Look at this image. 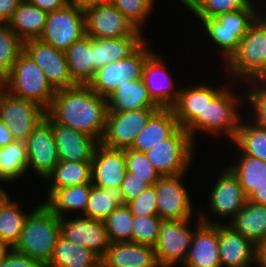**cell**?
Instances as JSON below:
<instances>
[{
	"label": "cell",
	"instance_id": "obj_1",
	"mask_svg": "<svg viewBox=\"0 0 266 267\" xmlns=\"http://www.w3.org/2000/svg\"><path fill=\"white\" fill-rule=\"evenodd\" d=\"M107 98L88 84L56 90L46 113L57 123L83 132L101 142L108 113Z\"/></svg>",
	"mask_w": 266,
	"mask_h": 267
},
{
	"label": "cell",
	"instance_id": "obj_2",
	"mask_svg": "<svg viewBox=\"0 0 266 267\" xmlns=\"http://www.w3.org/2000/svg\"><path fill=\"white\" fill-rule=\"evenodd\" d=\"M223 66L229 72L228 80L230 76L238 80L235 84L266 80V14L261 13L249 26L237 52Z\"/></svg>",
	"mask_w": 266,
	"mask_h": 267
},
{
	"label": "cell",
	"instance_id": "obj_3",
	"mask_svg": "<svg viewBox=\"0 0 266 267\" xmlns=\"http://www.w3.org/2000/svg\"><path fill=\"white\" fill-rule=\"evenodd\" d=\"M224 88L207 103L203 117H195L184 129L188 132L190 138L194 144L196 142V133L202 132L205 134L223 135L224 134L233 141L236 137L237 130L240 127V123L243 120L242 114L239 109L242 107L241 99L244 97L237 96L231 86ZM231 90V91H230ZM241 105V106H240Z\"/></svg>",
	"mask_w": 266,
	"mask_h": 267
},
{
	"label": "cell",
	"instance_id": "obj_4",
	"mask_svg": "<svg viewBox=\"0 0 266 267\" xmlns=\"http://www.w3.org/2000/svg\"><path fill=\"white\" fill-rule=\"evenodd\" d=\"M59 236V217L40 202L30 211L13 249L38 260L45 267L53 256Z\"/></svg>",
	"mask_w": 266,
	"mask_h": 267
},
{
	"label": "cell",
	"instance_id": "obj_5",
	"mask_svg": "<svg viewBox=\"0 0 266 267\" xmlns=\"http://www.w3.org/2000/svg\"><path fill=\"white\" fill-rule=\"evenodd\" d=\"M255 7L257 6L252 3L244 9L222 13L217 17H197L205 30L203 32L219 48V57L224 65L237 52L249 26L263 12Z\"/></svg>",
	"mask_w": 266,
	"mask_h": 267
},
{
	"label": "cell",
	"instance_id": "obj_6",
	"mask_svg": "<svg viewBox=\"0 0 266 267\" xmlns=\"http://www.w3.org/2000/svg\"><path fill=\"white\" fill-rule=\"evenodd\" d=\"M3 88L11 95L35 102L45 110L56 93L44 72L24 50L6 74Z\"/></svg>",
	"mask_w": 266,
	"mask_h": 267
},
{
	"label": "cell",
	"instance_id": "obj_7",
	"mask_svg": "<svg viewBox=\"0 0 266 267\" xmlns=\"http://www.w3.org/2000/svg\"><path fill=\"white\" fill-rule=\"evenodd\" d=\"M195 147L188 132L178 127L167 139L144 153L161 176H175L190 168Z\"/></svg>",
	"mask_w": 266,
	"mask_h": 267
},
{
	"label": "cell",
	"instance_id": "obj_8",
	"mask_svg": "<svg viewBox=\"0 0 266 267\" xmlns=\"http://www.w3.org/2000/svg\"><path fill=\"white\" fill-rule=\"evenodd\" d=\"M147 40L146 38L130 56L99 68L88 84L91 89L102 97L108 98L117 86L130 80L141 79L145 61L153 52L151 48H148Z\"/></svg>",
	"mask_w": 266,
	"mask_h": 267
},
{
	"label": "cell",
	"instance_id": "obj_9",
	"mask_svg": "<svg viewBox=\"0 0 266 267\" xmlns=\"http://www.w3.org/2000/svg\"><path fill=\"white\" fill-rule=\"evenodd\" d=\"M46 110L35 102L0 91V120L8 127L16 141H25L45 118Z\"/></svg>",
	"mask_w": 266,
	"mask_h": 267
},
{
	"label": "cell",
	"instance_id": "obj_10",
	"mask_svg": "<svg viewBox=\"0 0 266 267\" xmlns=\"http://www.w3.org/2000/svg\"><path fill=\"white\" fill-rule=\"evenodd\" d=\"M83 36L84 10L68 3L64 8L47 14L44 31L39 39L65 52Z\"/></svg>",
	"mask_w": 266,
	"mask_h": 267
},
{
	"label": "cell",
	"instance_id": "obj_11",
	"mask_svg": "<svg viewBox=\"0 0 266 267\" xmlns=\"http://www.w3.org/2000/svg\"><path fill=\"white\" fill-rule=\"evenodd\" d=\"M191 219L163 220L157 243L154 245L159 267L184 264L196 230L190 228Z\"/></svg>",
	"mask_w": 266,
	"mask_h": 267
},
{
	"label": "cell",
	"instance_id": "obj_12",
	"mask_svg": "<svg viewBox=\"0 0 266 267\" xmlns=\"http://www.w3.org/2000/svg\"><path fill=\"white\" fill-rule=\"evenodd\" d=\"M159 108L108 111L101 144L112 149L130 148L150 116Z\"/></svg>",
	"mask_w": 266,
	"mask_h": 267
},
{
	"label": "cell",
	"instance_id": "obj_13",
	"mask_svg": "<svg viewBox=\"0 0 266 267\" xmlns=\"http://www.w3.org/2000/svg\"><path fill=\"white\" fill-rule=\"evenodd\" d=\"M85 35L91 38H122L143 36L110 2L84 10Z\"/></svg>",
	"mask_w": 266,
	"mask_h": 267
},
{
	"label": "cell",
	"instance_id": "obj_14",
	"mask_svg": "<svg viewBox=\"0 0 266 267\" xmlns=\"http://www.w3.org/2000/svg\"><path fill=\"white\" fill-rule=\"evenodd\" d=\"M23 50L44 72L47 81L55 90L78 84L72 78L64 51L58 50L40 39L24 41Z\"/></svg>",
	"mask_w": 266,
	"mask_h": 267
},
{
	"label": "cell",
	"instance_id": "obj_15",
	"mask_svg": "<svg viewBox=\"0 0 266 267\" xmlns=\"http://www.w3.org/2000/svg\"><path fill=\"white\" fill-rule=\"evenodd\" d=\"M185 174L161 176L154 184L158 216L163 220H186L192 218L195 209L192 208L189 191L182 182Z\"/></svg>",
	"mask_w": 266,
	"mask_h": 267
},
{
	"label": "cell",
	"instance_id": "obj_16",
	"mask_svg": "<svg viewBox=\"0 0 266 267\" xmlns=\"http://www.w3.org/2000/svg\"><path fill=\"white\" fill-rule=\"evenodd\" d=\"M68 217V218H67ZM60 236L96 253L101 259L111 245L104 221L85 216L59 218Z\"/></svg>",
	"mask_w": 266,
	"mask_h": 267
},
{
	"label": "cell",
	"instance_id": "obj_17",
	"mask_svg": "<svg viewBox=\"0 0 266 267\" xmlns=\"http://www.w3.org/2000/svg\"><path fill=\"white\" fill-rule=\"evenodd\" d=\"M204 213H197L196 231L183 264L185 267H221L218 222L209 219Z\"/></svg>",
	"mask_w": 266,
	"mask_h": 267
},
{
	"label": "cell",
	"instance_id": "obj_18",
	"mask_svg": "<svg viewBox=\"0 0 266 267\" xmlns=\"http://www.w3.org/2000/svg\"><path fill=\"white\" fill-rule=\"evenodd\" d=\"M28 152V170H33L44 180L54 171L59 162L51 123L42 119L25 140Z\"/></svg>",
	"mask_w": 266,
	"mask_h": 267
},
{
	"label": "cell",
	"instance_id": "obj_19",
	"mask_svg": "<svg viewBox=\"0 0 266 267\" xmlns=\"http://www.w3.org/2000/svg\"><path fill=\"white\" fill-rule=\"evenodd\" d=\"M164 61L162 56L153 51L145 61L142 79L151 100L159 108H172L178 99L180 89L175 87V80L168 72Z\"/></svg>",
	"mask_w": 266,
	"mask_h": 267
},
{
	"label": "cell",
	"instance_id": "obj_20",
	"mask_svg": "<svg viewBox=\"0 0 266 267\" xmlns=\"http://www.w3.org/2000/svg\"><path fill=\"white\" fill-rule=\"evenodd\" d=\"M214 184L209 196L210 211L220 218L230 217V221L247 201L239 179L227 166L219 173Z\"/></svg>",
	"mask_w": 266,
	"mask_h": 267
},
{
	"label": "cell",
	"instance_id": "obj_21",
	"mask_svg": "<svg viewBox=\"0 0 266 267\" xmlns=\"http://www.w3.org/2000/svg\"><path fill=\"white\" fill-rule=\"evenodd\" d=\"M126 174L124 149H112L98 143L91 160V183L99 188L120 187Z\"/></svg>",
	"mask_w": 266,
	"mask_h": 267
},
{
	"label": "cell",
	"instance_id": "obj_22",
	"mask_svg": "<svg viewBox=\"0 0 266 267\" xmlns=\"http://www.w3.org/2000/svg\"><path fill=\"white\" fill-rule=\"evenodd\" d=\"M45 118L51 123L59 161L91 162L98 144L94 138L55 122L47 113Z\"/></svg>",
	"mask_w": 266,
	"mask_h": 267
},
{
	"label": "cell",
	"instance_id": "obj_23",
	"mask_svg": "<svg viewBox=\"0 0 266 267\" xmlns=\"http://www.w3.org/2000/svg\"><path fill=\"white\" fill-rule=\"evenodd\" d=\"M218 242L221 267H252L253 262L257 264V246L227 223H218Z\"/></svg>",
	"mask_w": 266,
	"mask_h": 267
},
{
	"label": "cell",
	"instance_id": "obj_24",
	"mask_svg": "<svg viewBox=\"0 0 266 267\" xmlns=\"http://www.w3.org/2000/svg\"><path fill=\"white\" fill-rule=\"evenodd\" d=\"M206 84L180 88L178 99L172 107L178 125L185 128L195 117H203V111L211 100L223 89Z\"/></svg>",
	"mask_w": 266,
	"mask_h": 267
},
{
	"label": "cell",
	"instance_id": "obj_25",
	"mask_svg": "<svg viewBox=\"0 0 266 267\" xmlns=\"http://www.w3.org/2000/svg\"><path fill=\"white\" fill-rule=\"evenodd\" d=\"M102 259L106 267H159L154 246L147 244L111 243Z\"/></svg>",
	"mask_w": 266,
	"mask_h": 267
},
{
	"label": "cell",
	"instance_id": "obj_26",
	"mask_svg": "<svg viewBox=\"0 0 266 267\" xmlns=\"http://www.w3.org/2000/svg\"><path fill=\"white\" fill-rule=\"evenodd\" d=\"M178 127L172 108H159L150 116L130 148L146 152L162 140L167 139Z\"/></svg>",
	"mask_w": 266,
	"mask_h": 267
},
{
	"label": "cell",
	"instance_id": "obj_27",
	"mask_svg": "<svg viewBox=\"0 0 266 267\" xmlns=\"http://www.w3.org/2000/svg\"><path fill=\"white\" fill-rule=\"evenodd\" d=\"M144 41V36L93 38V67L98 70L130 56Z\"/></svg>",
	"mask_w": 266,
	"mask_h": 267
},
{
	"label": "cell",
	"instance_id": "obj_28",
	"mask_svg": "<svg viewBox=\"0 0 266 267\" xmlns=\"http://www.w3.org/2000/svg\"><path fill=\"white\" fill-rule=\"evenodd\" d=\"M92 183L73 185L62 189H48L47 200L42 201L59 218L70 211L83 215L91 191Z\"/></svg>",
	"mask_w": 266,
	"mask_h": 267
},
{
	"label": "cell",
	"instance_id": "obj_29",
	"mask_svg": "<svg viewBox=\"0 0 266 267\" xmlns=\"http://www.w3.org/2000/svg\"><path fill=\"white\" fill-rule=\"evenodd\" d=\"M227 225L258 246L266 239V205L246 201Z\"/></svg>",
	"mask_w": 266,
	"mask_h": 267
},
{
	"label": "cell",
	"instance_id": "obj_30",
	"mask_svg": "<svg viewBox=\"0 0 266 267\" xmlns=\"http://www.w3.org/2000/svg\"><path fill=\"white\" fill-rule=\"evenodd\" d=\"M47 14L27 0H22L13 12L8 25L23 42L39 39L44 31Z\"/></svg>",
	"mask_w": 266,
	"mask_h": 267
},
{
	"label": "cell",
	"instance_id": "obj_31",
	"mask_svg": "<svg viewBox=\"0 0 266 267\" xmlns=\"http://www.w3.org/2000/svg\"><path fill=\"white\" fill-rule=\"evenodd\" d=\"M108 111H130L142 108H159L150 98L143 79L130 80L117 86L107 98Z\"/></svg>",
	"mask_w": 266,
	"mask_h": 267
},
{
	"label": "cell",
	"instance_id": "obj_32",
	"mask_svg": "<svg viewBox=\"0 0 266 267\" xmlns=\"http://www.w3.org/2000/svg\"><path fill=\"white\" fill-rule=\"evenodd\" d=\"M11 198L6 189L0 190V241L13 248L20 238L30 213H24L19 203Z\"/></svg>",
	"mask_w": 266,
	"mask_h": 267
},
{
	"label": "cell",
	"instance_id": "obj_33",
	"mask_svg": "<svg viewBox=\"0 0 266 267\" xmlns=\"http://www.w3.org/2000/svg\"><path fill=\"white\" fill-rule=\"evenodd\" d=\"M65 54L72 78L78 84H89L97 71L93 67V38L83 36Z\"/></svg>",
	"mask_w": 266,
	"mask_h": 267
},
{
	"label": "cell",
	"instance_id": "obj_34",
	"mask_svg": "<svg viewBox=\"0 0 266 267\" xmlns=\"http://www.w3.org/2000/svg\"><path fill=\"white\" fill-rule=\"evenodd\" d=\"M101 258L87 247L79 246L59 236L53 256L45 267H86Z\"/></svg>",
	"mask_w": 266,
	"mask_h": 267
},
{
	"label": "cell",
	"instance_id": "obj_35",
	"mask_svg": "<svg viewBox=\"0 0 266 267\" xmlns=\"http://www.w3.org/2000/svg\"><path fill=\"white\" fill-rule=\"evenodd\" d=\"M124 205L126 204L120 187L103 189L92 185L82 216L104 221L117 207Z\"/></svg>",
	"mask_w": 266,
	"mask_h": 267
},
{
	"label": "cell",
	"instance_id": "obj_36",
	"mask_svg": "<svg viewBox=\"0 0 266 267\" xmlns=\"http://www.w3.org/2000/svg\"><path fill=\"white\" fill-rule=\"evenodd\" d=\"M28 171V152L25 141L0 147V181L12 182Z\"/></svg>",
	"mask_w": 266,
	"mask_h": 267
},
{
	"label": "cell",
	"instance_id": "obj_37",
	"mask_svg": "<svg viewBox=\"0 0 266 267\" xmlns=\"http://www.w3.org/2000/svg\"><path fill=\"white\" fill-rule=\"evenodd\" d=\"M238 163L229 165L238 177L244 195L248 198L257 188L266 185V162L247 155H239Z\"/></svg>",
	"mask_w": 266,
	"mask_h": 267
},
{
	"label": "cell",
	"instance_id": "obj_38",
	"mask_svg": "<svg viewBox=\"0 0 266 267\" xmlns=\"http://www.w3.org/2000/svg\"><path fill=\"white\" fill-rule=\"evenodd\" d=\"M47 180L52 183L48 189L91 183V162L59 161Z\"/></svg>",
	"mask_w": 266,
	"mask_h": 267
},
{
	"label": "cell",
	"instance_id": "obj_39",
	"mask_svg": "<svg viewBox=\"0 0 266 267\" xmlns=\"http://www.w3.org/2000/svg\"><path fill=\"white\" fill-rule=\"evenodd\" d=\"M244 122V123H243ZM247 123V124H246ZM240 155H247L266 162V129L243 120L232 141Z\"/></svg>",
	"mask_w": 266,
	"mask_h": 267
},
{
	"label": "cell",
	"instance_id": "obj_40",
	"mask_svg": "<svg viewBox=\"0 0 266 267\" xmlns=\"http://www.w3.org/2000/svg\"><path fill=\"white\" fill-rule=\"evenodd\" d=\"M133 214L127 205L117 207L104 223L111 243L132 242Z\"/></svg>",
	"mask_w": 266,
	"mask_h": 267
},
{
	"label": "cell",
	"instance_id": "obj_41",
	"mask_svg": "<svg viewBox=\"0 0 266 267\" xmlns=\"http://www.w3.org/2000/svg\"><path fill=\"white\" fill-rule=\"evenodd\" d=\"M251 0H189L185 8L196 17H217L219 14L244 9Z\"/></svg>",
	"mask_w": 266,
	"mask_h": 267
},
{
	"label": "cell",
	"instance_id": "obj_42",
	"mask_svg": "<svg viewBox=\"0 0 266 267\" xmlns=\"http://www.w3.org/2000/svg\"><path fill=\"white\" fill-rule=\"evenodd\" d=\"M23 51V41L9 27L0 24V70L6 75Z\"/></svg>",
	"mask_w": 266,
	"mask_h": 267
},
{
	"label": "cell",
	"instance_id": "obj_43",
	"mask_svg": "<svg viewBox=\"0 0 266 267\" xmlns=\"http://www.w3.org/2000/svg\"><path fill=\"white\" fill-rule=\"evenodd\" d=\"M138 30L155 8V0H109Z\"/></svg>",
	"mask_w": 266,
	"mask_h": 267
},
{
	"label": "cell",
	"instance_id": "obj_44",
	"mask_svg": "<svg viewBox=\"0 0 266 267\" xmlns=\"http://www.w3.org/2000/svg\"><path fill=\"white\" fill-rule=\"evenodd\" d=\"M255 83V84H254ZM258 83V84H257ZM251 89L244 90L245 99L252 108V116L250 122L262 129H266V80L249 81ZM254 84V85H253ZM256 85V86H255ZM250 89V90H249Z\"/></svg>",
	"mask_w": 266,
	"mask_h": 267
},
{
	"label": "cell",
	"instance_id": "obj_45",
	"mask_svg": "<svg viewBox=\"0 0 266 267\" xmlns=\"http://www.w3.org/2000/svg\"><path fill=\"white\" fill-rule=\"evenodd\" d=\"M163 219L158 215L134 216L132 224V243L154 246L157 243Z\"/></svg>",
	"mask_w": 266,
	"mask_h": 267
},
{
	"label": "cell",
	"instance_id": "obj_46",
	"mask_svg": "<svg viewBox=\"0 0 266 267\" xmlns=\"http://www.w3.org/2000/svg\"><path fill=\"white\" fill-rule=\"evenodd\" d=\"M124 151L126 172L132 173L140 179H144L149 185H154L161 175L147 159L146 154L131 148H126Z\"/></svg>",
	"mask_w": 266,
	"mask_h": 267
},
{
	"label": "cell",
	"instance_id": "obj_47",
	"mask_svg": "<svg viewBox=\"0 0 266 267\" xmlns=\"http://www.w3.org/2000/svg\"><path fill=\"white\" fill-rule=\"evenodd\" d=\"M133 216L158 215L154 185H149L137 198L126 203Z\"/></svg>",
	"mask_w": 266,
	"mask_h": 267
},
{
	"label": "cell",
	"instance_id": "obj_48",
	"mask_svg": "<svg viewBox=\"0 0 266 267\" xmlns=\"http://www.w3.org/2000/svg\"><path fill=\"white\" fill-rule=\"evenodd\" d=\"M148 186L149 184L144 179H140L134 174L126 172L120 186L125 204L137 198Z\"/></svg>",
	"mask_w": 266,
	"mask_h": 267
},
{
	"label": "cell",
	"instance_id": "obj_49",
	"mask_svg": "<svg viewBox=\"0 0 266 267\" xmlns=\"http://www.w3.org/2000/svg\"><path fill=\"white\" fill-rule=\"evenodd\" d=\"M0 267H44L38 260L19 253L13 248L7 253Z\"/></svg>",
	"mask_w": 266,
	"mask_h": 267
},
{
	"label": "cell",
	"instance_id": "obj_50",
	"mask_svg": "<svg viewBox=\"0 0 266 267\" xmlns=\"http://www.w3.org/2000/svg\"><path fill=\"white\" fill-rule=\"evenodd\" d=\"M22 0H0V24H8Z\"/></svg>",
	"mask_w": 266,
	"mask_h": 267
},
{
	"label": "cell",
	"instance_id": "obj_51",
	"mask_svg": "<svg viewBox=\"0 0 266 267\" xmlns=\"http://www.w3.org/2000/svg\"><path fill=\"white\" fill-rule=\"evenodd\" d=\"M32 5L39 7L40 9L46 11L47 13L53 12L64 8L69 1L68 0H27Z\"/></svg>",
	"mask_w": 266,
	"mask_h": 267
},
{
	"label": "cell",
	"instance_id": "obj_52",
	"mask_svg": "<svg viewBox=\"0 0 266 267\" xmlns=\"http://www.w3.org/2000/svg\"><path fill=\"white\" fill-rule=\"evenodd\" d=\"M247 201H251L256 204L266 205V185L257 188L248 198Z\"/></svg>",
	"mask_w": 266,
	"mask_h": 267
},
{
	"label": "cell",
	"instance_id": "obj_53",
	"mask_svg": "<svg viewBox=\"0 0 266 267\" xmlns=\"http://www.w3.org/2000/svg\"><path fill=\"white\" fill-rule=\"evenodd\" d=\"M70 4L77 6L80 9L97 6L109 2V0H68Z\"/></svg>",
	"mask_w": 266,
	"mask_h": 267
},
{
	"label": "cell",
	"instance_id": "obj_54",
	"mask_svg": "<svg viewBox=\"0 0 266 267\" xmlns=\"http://www.w3.org/2000/svg\"><path fill=\"white\" fill-rule=\"evenodd\" d=\"M14 141L8 127L0 120V147L7 146Z\"/></svg>",
	"mask_w": 266,
	"mask_h": 267
},
{
	"label": "cell",
	"instance_id": "obj_55",
	"mask_svg": "<svg viewBox=\"0 0 266 267\" xmlns=\"http://www.w3.org/2000/svg\"><path fill=\"white\" fill-rule=\"evenodd\" d=\"M257 267H266V239L257 246Z\"/></svg>",
	"mask_w": 266,
	"mask_h": 267
},
{
	"label": "cell",
	"instance_id": "obj_56",
	"mask_svg": "<svg viewBox=\"0 0 266 267\" xmlns=\"http://www.w3.org/2000/svg\"><path fill=\"white\" fill-rule=\"evenodd\" d=\"M10 250H11V247L8 244L0 241V265Z\"/></svg>",
	"mask_w": 266,
	"mask_h": 267
},
{
	"label": "cell",
	"instance_id": "obj_57",
	"mask_svg": "<svg viewBox=\"0 0 266 267\" xmlns=\"http://www.w3.org/2000/svg\"><path fill=\"white\" fill-rule=\"evenodd\" d=\"M86 267H106L105 262L103 259H100L98 262H96L95 264H91L89 266Z\"/></svg>",
	"mask_w": 266,
	"mask_h": 267
},
{
	"label": "cell",
	"instance_id": "obj_58",
	"mask_svg": "<svg viewBox=\"0 0 266 267\" xmlns=\"http://www.w3.org/2000/svg\"><path fill=\"white\" fill-rule=\"evenodd\" d=\"M6 75L0 70V84L5 85Z\"/></svg>",
	"mask_w": 266,
	"mask_h": 267
},
{
	"label": "cell",
	"instance_id": "obj_59",
	"mask_svg": "<svg viewBox=\"0 0 266 267\" xmlns=\"http://www.w3.org/2000/svg\"><path fill=\"white\" fill-rule=\"evenodd\" d=\"M189 0H180L181 4L186 7Z\"/></svg>",
	"mask_w": 266,
	"mask_h": 267
},
{
	"label": "cell",
	"instance_id": "obj_60",
	"mask_svg": "<svg viewBox=\"0 0 266 267\" xmlns=\"http://www.w3.org/2000/svg\"><path fill=\"white\" fill-rule=\"evenodd\" d=\"M3 87H4V86L0 84V91L3 89Z\"/></svg>",
	"mask_w": 266,
	"mask_h": 267
}]
</instances>
